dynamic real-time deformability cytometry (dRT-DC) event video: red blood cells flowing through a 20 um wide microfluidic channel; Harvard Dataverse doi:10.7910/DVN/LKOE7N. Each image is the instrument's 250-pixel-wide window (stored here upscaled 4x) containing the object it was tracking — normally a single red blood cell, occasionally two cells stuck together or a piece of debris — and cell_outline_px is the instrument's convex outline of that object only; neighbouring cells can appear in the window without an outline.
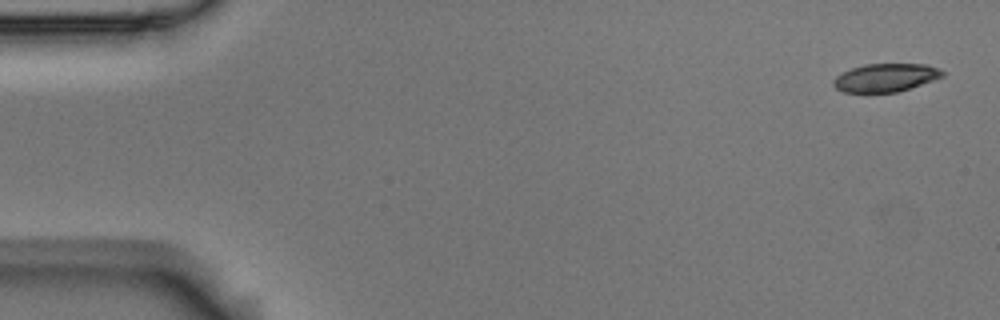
{"species": "Egyptian fruit bat (a non-hibernating species)", "species_latin": "Rousettus aegyptiacus", "temperature_condition": "room temperature", "stored_images_in_passage": 5, "camera_frame_rate_fps": 3000, "um_per_image_px": 0.085, "animal": {"sex": "male"}, "frame": {"image": 1, "passage_image": 1, "time_ms": 0.0, "image_size_px": [1000, 320], "cell_outline_px": [[944, 76], [896, 92], [844, 92], [836, 88], [832, 84], [832, 80], [836, 76], [852, 68], [864, 64], [928, 64], [940, 68], [944, 72]], "centroid_in_image_um": [75.27, 6.59], "position_along_channel_um": 9.7, "area_um2": 17.74}}
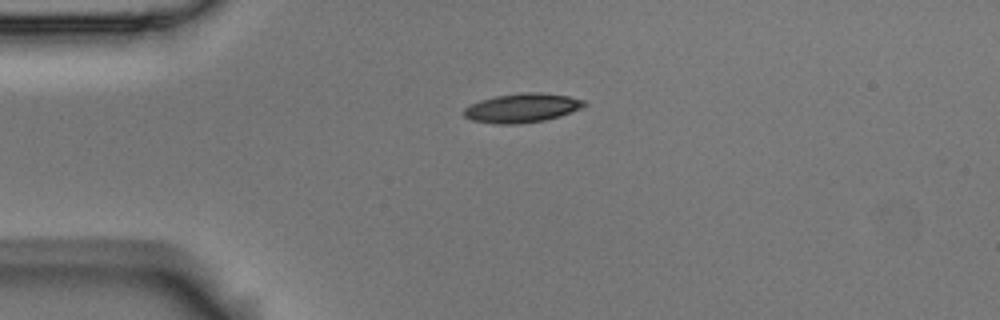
{"frame": {"image": 2, "passage_image": 4, "time_ms": 1.0, "image_size_px": [1000, 320], "cell_outline_px": [[588, 104], [580, 108], [560, 116], [544, 120], [520, 124], [496, 124], [472, 120], [464, 116], [464, 108], [480, 100], [496, 96], [524, 92], [540, 92], [568, 96], [584, 100]], "centroid_in_image_um": [44.38, 9.17], "position_along_channel_um": 40.6, "area_um2": 20.29}}